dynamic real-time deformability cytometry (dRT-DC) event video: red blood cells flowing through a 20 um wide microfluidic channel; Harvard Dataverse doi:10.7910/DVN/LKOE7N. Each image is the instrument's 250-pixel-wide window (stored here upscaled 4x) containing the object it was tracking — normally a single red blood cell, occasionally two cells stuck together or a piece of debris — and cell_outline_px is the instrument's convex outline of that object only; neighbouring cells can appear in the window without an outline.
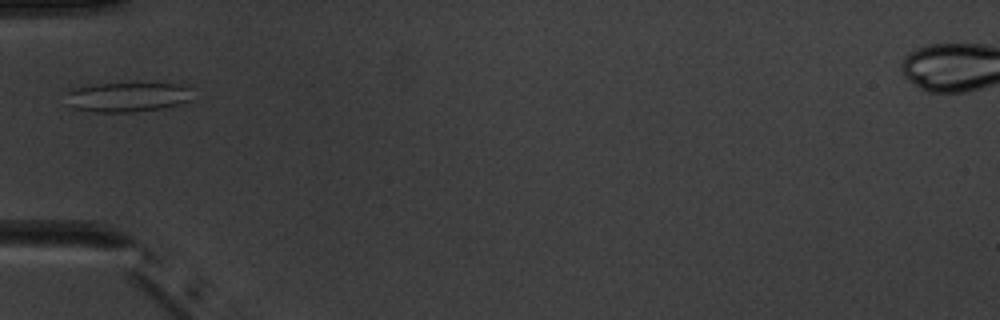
{"species": "common noctule bat (a hibernating species)", "species_latin": "Nyctalus noctula", "temperature_condition": "warm", "stored_images_in_passage": 3, "camera_frame_rate_fps": 3000, "um_per_image_px": 0.085, "animal": {"sex": "male", "body_mass_g": 20.1, "forearm_length_mm": 53.5}, "frame": {"image": 1, "passage_image": 3, "time_ms": 2.333, "image_size_px": [1000, 320], "cell_outline_px": [[188, 100], [180, 104], [160, 108], [136, 112], [96, 112], [72, 108], [68, 92], [72, 88], [96, 84], [180, 84], [188, 88]], "centroid_in_image_um": [10.79, 8.26], "position_along_channel_um": 74.2, "area_um2": 21.15}}